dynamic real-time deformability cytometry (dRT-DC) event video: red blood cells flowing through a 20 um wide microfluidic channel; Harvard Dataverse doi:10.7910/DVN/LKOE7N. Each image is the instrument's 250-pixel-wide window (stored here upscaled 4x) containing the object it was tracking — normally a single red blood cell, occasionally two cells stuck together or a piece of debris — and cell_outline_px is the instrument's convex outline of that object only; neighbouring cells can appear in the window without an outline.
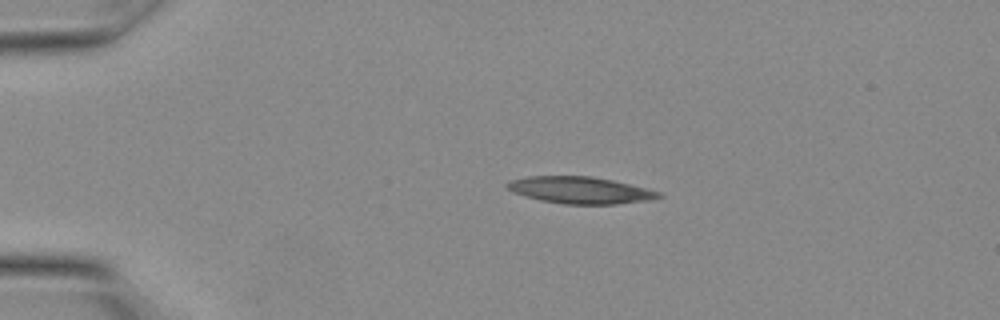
{"species": "Egyptian fruit bat (a non-hibernating species)", "species_latin": "Rousettus aegyptiacus", "temperature_condition": "warm", "stored_images_in_passage": 16, "camera_frame_rate_fps": 3000, "um_per_image_px": 0.085, "animal": {"sex": "female"}, "frame": {"image": 1, "passage_image": 1, "time_ms": 0.0, "image_size_px": [1000, 320], "cell_outline_px": [[664, 196], [648, 200], [616, 204], [564, 204], [540, 200], [524, 196], [512, 192], [504, 184], [508, 180], [528, 176], [588, 176], [612, 180], [660, 192]], "centroid_in_image_um": [49.25, 16.16], "position_along_channel_um": 35.8, "area_um2": 23.58}}
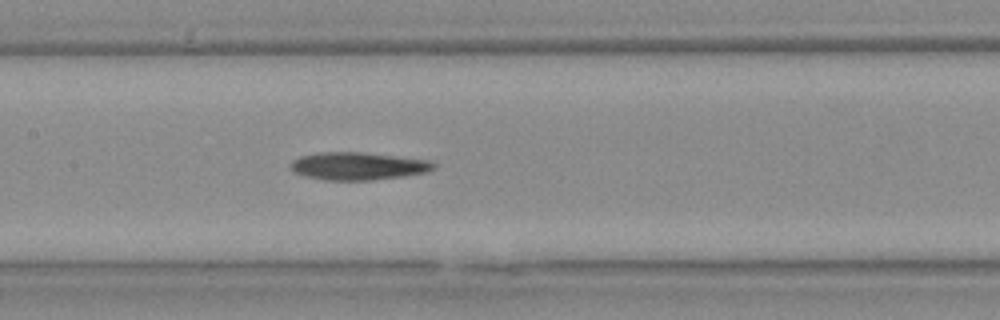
{"frame": {"image": 2, "passage_image": 9, "time_ms": 2.667, "image_size_px": [1000, 320], "cell_outline_px": [[436, 168], [424, 172], [404, 176], [372, 180], [324, 180], [304, 176], [292, 172], [292, 160], [300, 156], [320, 152], [360, 152], [428, 160], [436, 164]], "centroid_in_image_um": [30.4, 14.12], "position_along_channel_um": 177.0, "area_um2": 22.95}}
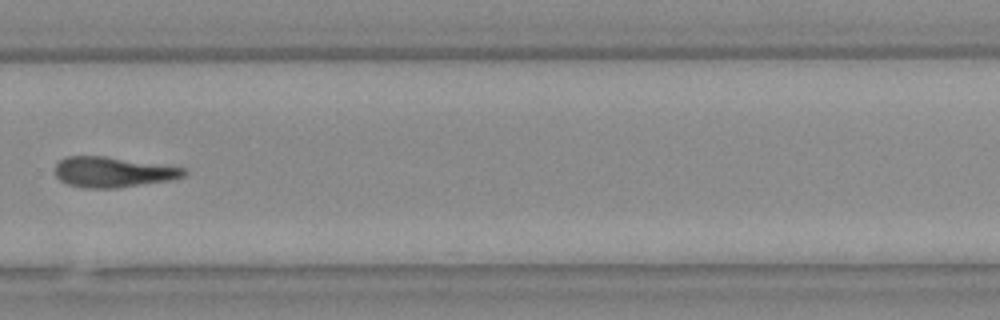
{"frame": {"image": 3, "passage_image": 15, "time_ms": 4.667, "image_size_px": [1000, 320], "cell_outline_px": [[188, 172], [184, 176], [172, 180], [116, 188], [84, 188], [68, 184], [60, 180], [56, 176], [56, 164], [64, 156], [104, 156], [180, 164], [188, 168]], "centroid_in_image_um": [9.77, 14.59], "position_along_channel_um": 320.0, "area_um2": 23.76}}